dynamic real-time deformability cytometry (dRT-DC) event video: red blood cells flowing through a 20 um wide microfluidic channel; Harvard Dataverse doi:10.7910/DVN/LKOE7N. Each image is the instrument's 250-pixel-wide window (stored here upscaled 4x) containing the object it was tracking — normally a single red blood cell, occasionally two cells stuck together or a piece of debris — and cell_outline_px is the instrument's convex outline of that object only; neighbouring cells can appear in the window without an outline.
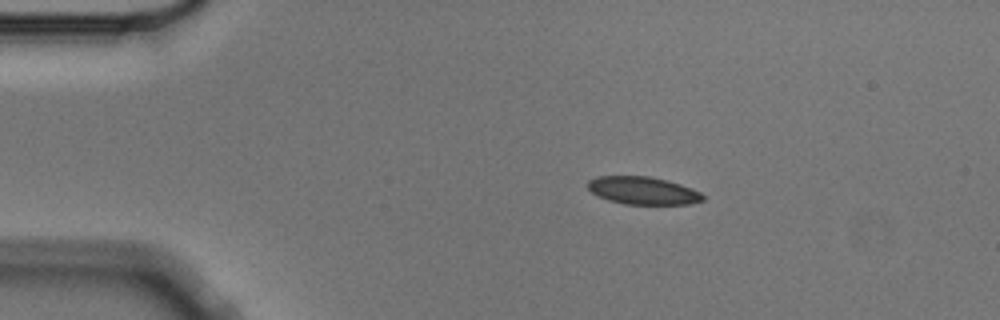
{"species": "Egyptian fruit bat (a non-hibernating species)", "species_latin": "Rousettus aegyptiacus", "temperature_condition": "cold", "stored_images_in_passage": 7, "camera_frame_rate_fps": 3000, "um_per_image_px": 0.085, "animal": {"sex": "male"}, "frame": {"image": 1, "passage_image": 2, "time_ms": 0.333, "image_size_px": [1000, 320], "cell_outline_px": [[704, 200], [688, 204], [624, 204], [608, 200], [592, 192], [588, 188], [588, 180], [596, 176], [648, 176], [668, 180], [692, 188], [700, 192], [704, 196]], "centroid_in_image_um": [54.65, 16.19], "position_along_channel_um": 30.3, "area_um2": 18.55}}
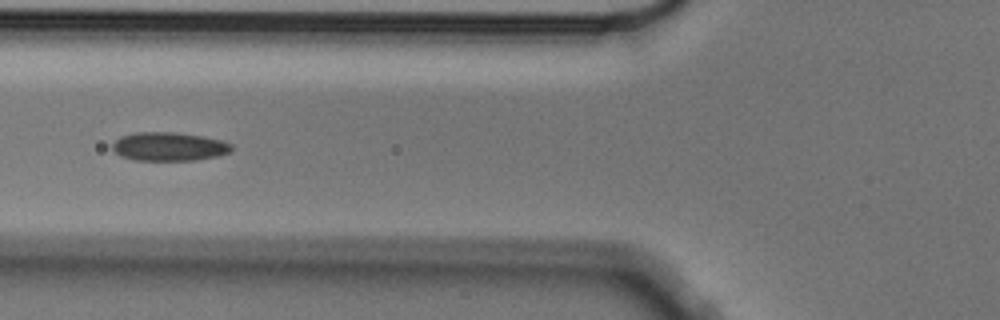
{"frame": {"image": 2, "passage_image": 5, "time_ms": 1.333, "image_size_px": [1000, 320], "cell_outline_px": [[232, 152], [220, 156], [196, 160], [136, 160], [120, 156], [112, 148], [112, 144], [120, 136], [136, 132], [176, 132], [204, 136], [224, 140], [232, 144]], "centroid_in_image_um": [14.42, 12.45], "position_along_channel_um": 111.4, "area_um2": 20.17}}
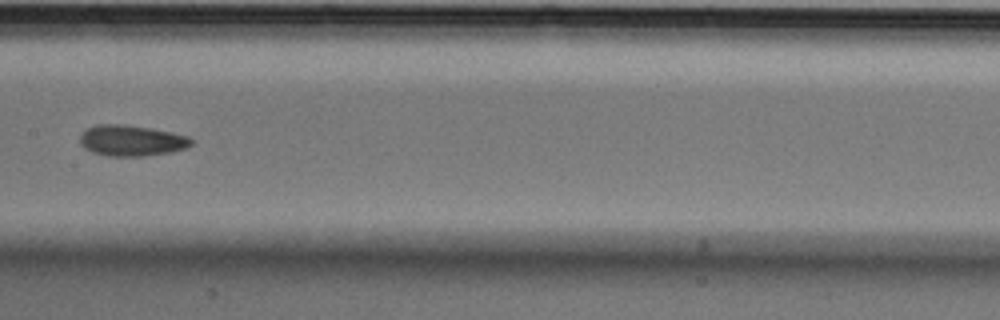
{"frame": {"image": 3, "passage_image": 7, "time_ms": 2.0, "image_size_px": [1000, 320], "cell_outline_px": [[192, 144], [188, 148], [172, 152], [144, 156], [108, 156], [92, 152], [84, 148], [80, 144], [80, 136], [84, 128], [96, 124], [124, 124], [148, 128], [188, 136], [192, 140]], "centroid_in_image_um": [11.14, 11.95], "position_along_channel_um": 196.3, "area_um2": 20.17}}